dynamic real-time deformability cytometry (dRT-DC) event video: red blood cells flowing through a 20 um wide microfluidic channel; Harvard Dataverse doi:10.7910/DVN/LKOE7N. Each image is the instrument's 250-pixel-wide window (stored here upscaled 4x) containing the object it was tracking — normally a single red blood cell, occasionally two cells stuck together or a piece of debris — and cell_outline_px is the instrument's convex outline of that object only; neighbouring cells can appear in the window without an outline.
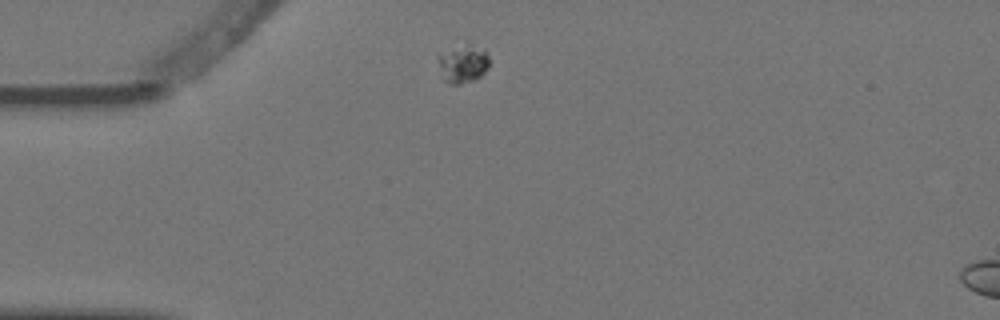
{"species": "Egyptian fruit bat (a non-hibernating species)", "species_latin": "Rousettus aegyptiacus", "temperature_condition": "warm", "stored_images_in_passage": 2, "camera_frame_rate_fps": 3000, "um_per_image_px": 0.085, "animal": {"sex": "female"}, "frame": {"image": 1, "passage_image": 1, "time_ms": 0.0, "image_size_px": [1000, 320], "cell_outline_px": [[488, 68], [476, 80], [460, 84], [448, 84], [444, 80], [436, 56], [468, 44], [472, 44], [484, 48], [488, 56]], "centroid_in_image_um": [39.38, 5.45], "position_along_channel_um": 45.6, "area_um2": 11.16}}